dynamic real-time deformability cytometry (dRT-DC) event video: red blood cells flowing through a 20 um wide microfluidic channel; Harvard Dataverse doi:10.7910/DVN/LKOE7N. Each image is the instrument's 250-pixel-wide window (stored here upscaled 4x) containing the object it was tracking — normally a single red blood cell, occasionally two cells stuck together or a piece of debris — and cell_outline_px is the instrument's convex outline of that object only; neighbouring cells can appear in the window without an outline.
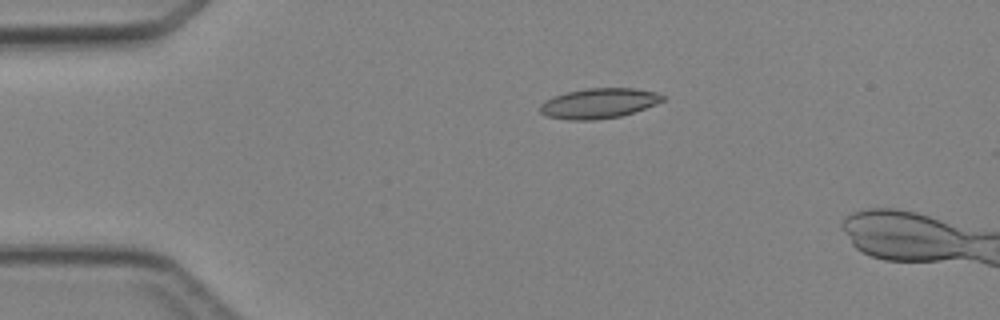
{"species": "Egyptian fruit bat (a non-hibernating species)", "species_latin": "Rousettus aegyptiacus", "temperature_condition": "cold", "stored_images_in_passage": 5, "camera_frame_rate_fps": 3000, "um_per_image_px": 0.085, "animal": {"sex": "female"}, "frame": {"image": 1, "passage_image": 3, "time_ms": 2.333, "image_size_px": [1000, 320], "cell_outline_px": [[664, 100], [656, 104], [620, 116], [592, 120], [568, 120], [548, 116], [540, 112], [540, 104], [544, 100], [568, 92], [588, 88], [632, 88], [656, 92], [664, 96]], "centroid_in_image_um": [50.89, 8.78], "position_along_channel_um": 34.1, "area_um2": 21.21}}